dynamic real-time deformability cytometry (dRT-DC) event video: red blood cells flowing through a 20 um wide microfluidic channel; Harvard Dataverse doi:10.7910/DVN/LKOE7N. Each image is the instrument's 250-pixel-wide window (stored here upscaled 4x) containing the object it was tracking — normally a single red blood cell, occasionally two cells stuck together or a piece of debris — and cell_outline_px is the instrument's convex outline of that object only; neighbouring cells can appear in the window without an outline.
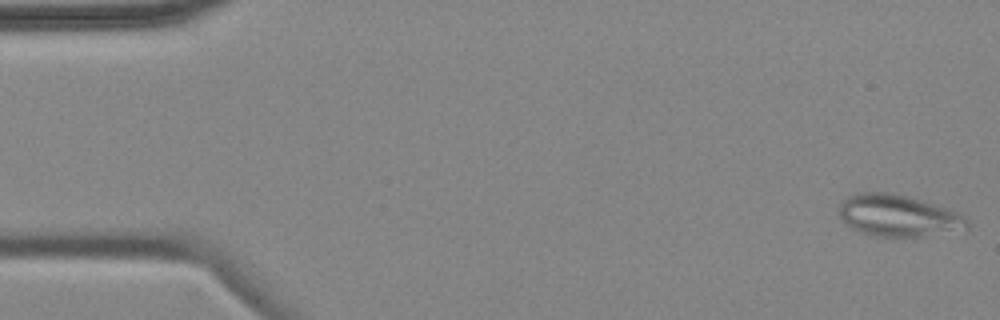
{"species": "common noctule bat (a hibernating species)", "species_latin": "Nyctalus noctula", "temperature_condition": "cold", "stored_images_in_passage": 5, "camera_frame_rate_fps": 3000, "um_per_image_px": 0.085, "animal": {"sex": "female", "body_mass_g": 18.4}, "frame": {"image": 1, "passage_image": 1, "time_ms": 0.0, "image_size_px": [1000, 320], "cell_outline_px": [[972, 224], [968, 228], [924, 236], [876, 236], [860, 232], [852, 228], [840, 216], [840, 204], [848, 196], [856, 192], [888, 192], [908, 196], [960, 212]], "centroid_in_image_um": [76.38, 18.32], "position_along_channel_um": 8.6, "area_um2": 30.98}}